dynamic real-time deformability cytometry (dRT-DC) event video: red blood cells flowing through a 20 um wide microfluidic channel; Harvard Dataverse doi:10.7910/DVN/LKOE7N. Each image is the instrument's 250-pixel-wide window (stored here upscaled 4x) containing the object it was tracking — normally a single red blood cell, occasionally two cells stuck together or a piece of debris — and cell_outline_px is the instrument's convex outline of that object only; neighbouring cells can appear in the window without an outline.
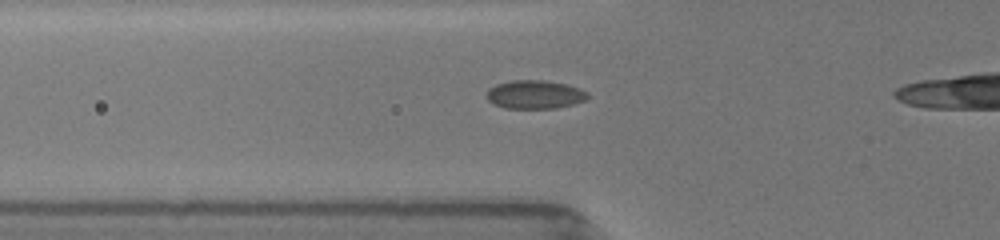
{"species": "common noctule bat (a hibernating species)", "species_latin": "Nyctalus noctula", "temperature_condition": "room temperature", "stored_images_in_passage": 12, "camera_frame_rate_fps": 3000, "um_per_image_px": 0.085, "animal": {"sex": "female", "body_mass_g": 19.5, "forearm_length_mm": 54.1}, "frame": {"image": 1, "passage_image": 6, "time_ms": 2.0, "image_size_px": [1000, 240], "cell_outline_px": [[588, 96], [584, 100], [572, 104], [556, 108], [504, 108], [492, 104], [484, 96], [488, 88], [496, 84], [512, 80], [544, 80], [564, 84], [580, 88], [588, 92]], "centroid_in_image_um": [45.39, 8.03], "position_along_channel_um": 80.4, "area_um2": 16.88}}
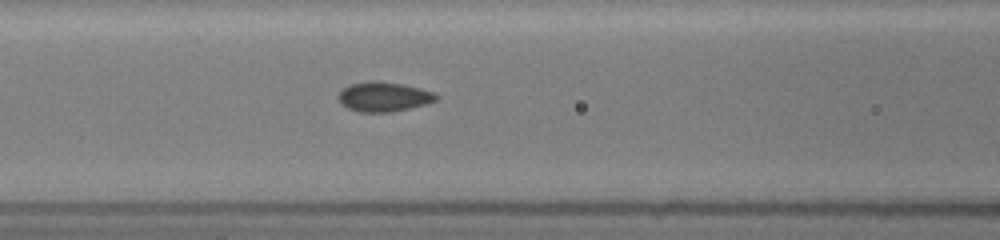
{"frame": {"image": 2, "passage_image": 9, "time_ms": 3.333, "image_size_px": [1000, 240], "cell_outline_px": [[440, 96], [436, 100], [428, 104], [392, 112], [360, 112], [348, 108], [340, 104], [336, 96], [348, 84], [368, 80], [376, 80], [404, 84], [436, 92]], "centroid_in_image_um": [32.62, 8.21], "position_along_channel_um": 134.0, "area_um2": 17.34}}